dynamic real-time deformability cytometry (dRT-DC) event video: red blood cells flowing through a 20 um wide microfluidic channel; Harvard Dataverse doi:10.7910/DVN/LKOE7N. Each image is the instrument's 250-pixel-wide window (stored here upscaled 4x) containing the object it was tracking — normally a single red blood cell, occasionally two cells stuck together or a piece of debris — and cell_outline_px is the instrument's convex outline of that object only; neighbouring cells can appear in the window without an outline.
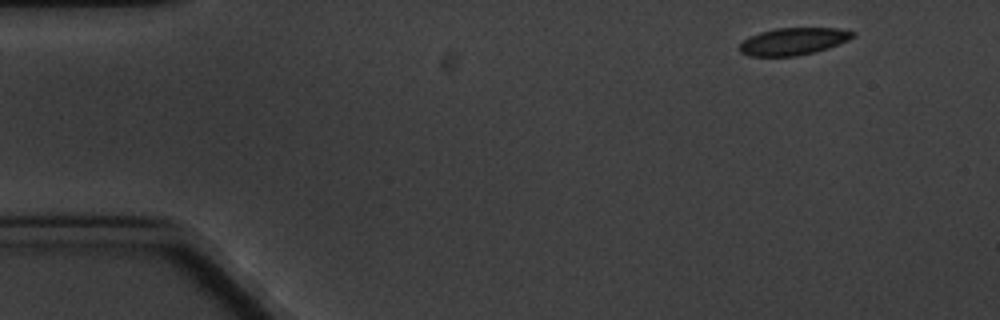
{"species": "common noctule bat (a hibernating species)", "species_latin": "Nyctalus noctula", "temperature_condition": "cold", "stored_images_in_passage": 6, "camera_frame_rate_fps": 3000, "um_per_image_px": 0.085, "animal": {"sex": "male", "body_mass_g": 20.1, "forearm_length_mm": 53.5}, "frame": {"image": 1, "passage_image": 1, "time_ms": 0.0, "image_size_px": [1000, 320], "cell_outline_px": [[856, 36], [848, 40], [828, 48], [816, 52], [796, 56], [748, 56], [740, 52], [740, 44], [748, 36], [760, 32], [776, 28], [840, 28], [856, 32]], "centroid_in_image_um": [67.45, 3.51], "position_along_channel_um": 17.6, "area_um2": 18.09}}
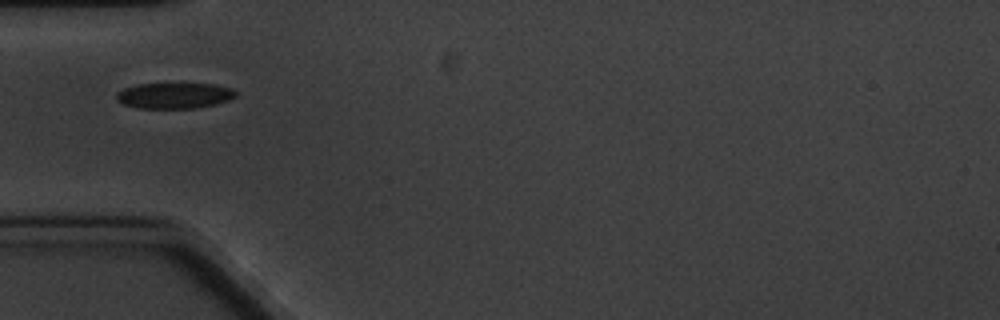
{"frame": {"image": 2, "passage_image": 4, "time_ms": 4.333, "image_size_px": [1000, 320], "cell_outline_px": [[236, 96], [228, 100], [216, 104], [196, 108], [136, 108], [124, 104], [116, 100], [116, 92], [124, 88], [136, 84], [216, 84], [232, 88], [236, 92]], "centroid_in_image_um": [14.81, 8.12], "position_along_channel_um": 70.2, "area_um2": 17.98}}